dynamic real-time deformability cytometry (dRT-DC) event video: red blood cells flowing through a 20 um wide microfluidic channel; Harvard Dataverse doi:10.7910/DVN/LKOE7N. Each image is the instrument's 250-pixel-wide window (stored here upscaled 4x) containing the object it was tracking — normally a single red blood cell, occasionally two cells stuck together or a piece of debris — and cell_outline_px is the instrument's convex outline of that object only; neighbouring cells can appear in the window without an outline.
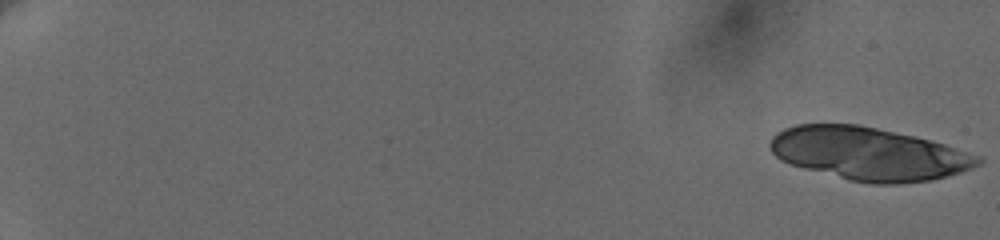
{"species": "human", "species_latin": "Homo sapiens", "temperature_condition": "cold", "stored_images_in_passage": 14, "camera_frame_rate_fps": 3000, "um_per_image_px": 0.085, "donor": {"sex": "female"}, "frame": {"image": 1, "passage_image": 1, "time_ms": 0.0, "image_size_px": [1000, 240], "cell_outline_px": [[984, 160], [980, 164], [960, 172], [948, 176], [932, 180], [900, 184], [872, 184], [848, 180], [804, 168], [780, 160], [772, 152], [768, 144], [772, 136], [776, 132], [784, 128], [796, 124], [856, 124], [916, 136], [944, 144], [980, 156]], "centroid_in_image_um": [73.83, 13.07], "position_along_channel_um": 11.2, "area_um2": 64.16}}
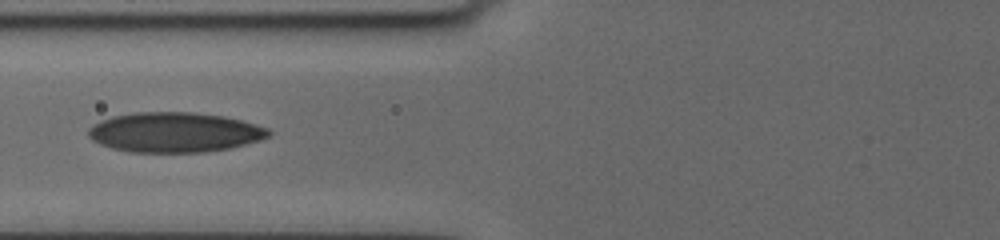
{"frame": {"image": 2, "passage_image": 13, "time_ms": 9.0, "image_size_px": [1000, 240], "cell_outline_px": [[272, 132], [268, 136], [260, 140], [228, 148], [204, 152], [128, 152], [112, 148], [100, 144], [92, 140], [88, 136], [88, 128], [112, 116], [136, 112], [196, 112], [224, 116], [256, 124], [268, 128]], "centroid_in_image_um": [14.84, 11.24], "position_along_channel_um": 111.0, "area_um2": 41.85}}